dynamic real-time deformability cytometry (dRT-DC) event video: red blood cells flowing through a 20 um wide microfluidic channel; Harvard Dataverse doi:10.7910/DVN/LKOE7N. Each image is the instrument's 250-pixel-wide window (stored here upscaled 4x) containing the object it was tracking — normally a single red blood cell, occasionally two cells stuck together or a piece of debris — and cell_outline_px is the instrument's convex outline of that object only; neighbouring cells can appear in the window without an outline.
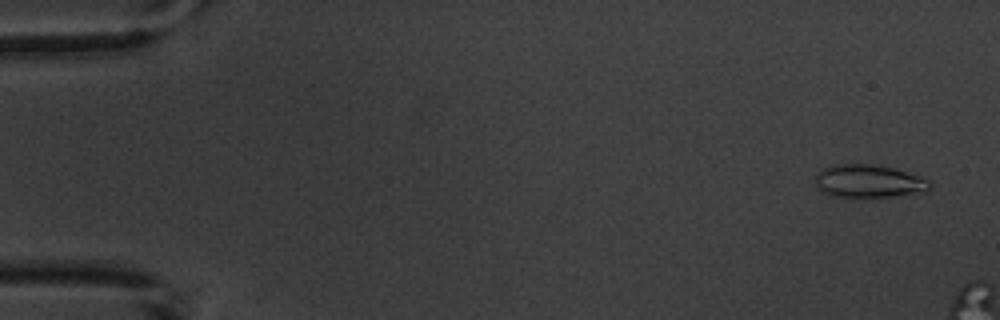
{"species": "common noctule bat (a hibernating species)", "species_latin": "Nyctalus noctula", "temperature_condition": "warm", "stored_images_in_passage": 3, "camera_frame_rate_fps": 3000, "um_per_image_px": 0.085, "animal": {"sex": "male", "body_mass_g": 20.1, "forearm_length_mm": 53.5}, "frame": {"image": 1, "passage_image": 1, "time_ms": 0.0, "image_size_px": [1000, 320], "cell_outline_px": [[932, 188], [924, 192], [880, 200], [852, 200], [820, 192], [816, 184], [816, 172], [820, 168], [836, 164], [872, 164], [892, 168], [920, 176], [932, 180]], "centroid_in_image_um": [73.86, 15.48], "position_along_channel_um": 11.1, "area_um2": 23.52}}